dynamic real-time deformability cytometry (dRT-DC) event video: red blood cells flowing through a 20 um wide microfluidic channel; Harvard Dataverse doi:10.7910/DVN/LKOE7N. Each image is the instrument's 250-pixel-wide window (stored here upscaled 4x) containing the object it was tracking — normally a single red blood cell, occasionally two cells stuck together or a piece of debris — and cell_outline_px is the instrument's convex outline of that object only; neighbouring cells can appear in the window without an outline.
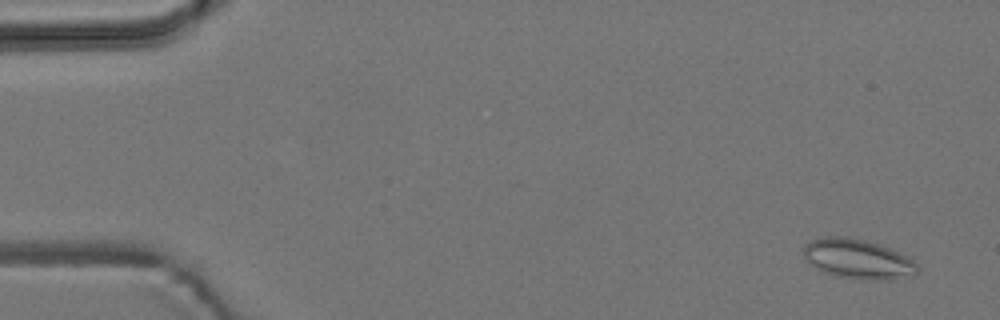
{"species": "common noctule bat (a hibernating species)", "species_latin": "Nyctalus noctula", "temperature_condition": "room temperature", "stored_images_in_passage": 4, "camera_frame_rate_fps": 3000, "um_per_image_px": 0.085, "animal": {"sex": "male", "body_mass_g": 19.2, "forearm_length_mm": 51.8}, "frame": {"image": 1, "passage_image": 1, "time_ms": 0.0, "image_size_px": [1000, 320], "cell_outline_px": [[920, 272], [916, 276], [892, 280], [872, 280], [836, 276], [824, 272], [816, 268], [804, 256], [804, 244], [812, 240], [824, 236], [848, 236], [880, 244], [912, 260], [920, 268]], "centroid_in_image_um": [72.95, 22.03], "position_along_channel_um": 12.0, "area_um2": 26.41}}